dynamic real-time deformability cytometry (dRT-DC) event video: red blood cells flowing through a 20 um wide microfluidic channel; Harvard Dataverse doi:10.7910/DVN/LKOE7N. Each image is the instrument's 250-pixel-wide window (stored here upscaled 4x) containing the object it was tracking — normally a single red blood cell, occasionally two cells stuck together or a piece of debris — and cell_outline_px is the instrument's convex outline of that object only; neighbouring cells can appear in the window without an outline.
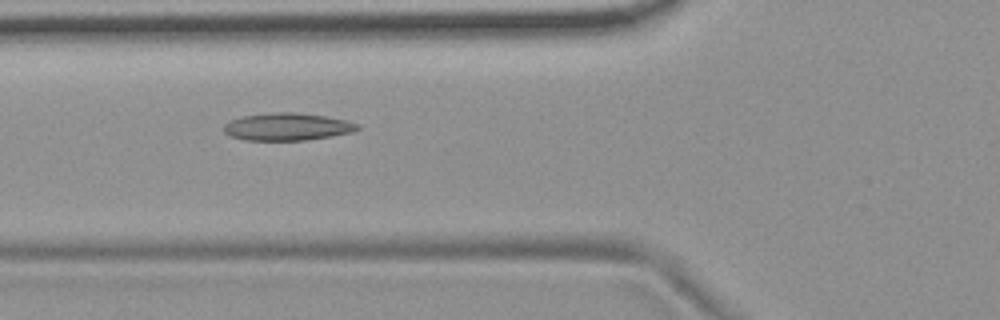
{"species": "common noctule bat (a hibernating species)", "species_latin": "Nyctalus noctula", "temperature_condition": "room temperature", "stored_images_in_passage": 10, "camera_frame_rate_fps": 3000, "um_per_image_px": 0.085, "animal": {"sex": "female", "body_mass_g": 19.9}, "frame": {"image": 1, "passage_image": 5, "time_ms": 1.333, "image_size_px": [1000, 320], "cell_outline_px": [[360, 128], [352, 132], [332, 136], [304, 140], [244, 140], [228, 136], [224, 132], [224, 124], [240, 116], [272, 112], [292, 112], [324, 116], [344, 120], [360, 124]], "centroid_in_image_um": [24.38, 10.77], "position_along_channel_um": 101.4, "area_um2": 21.39}}
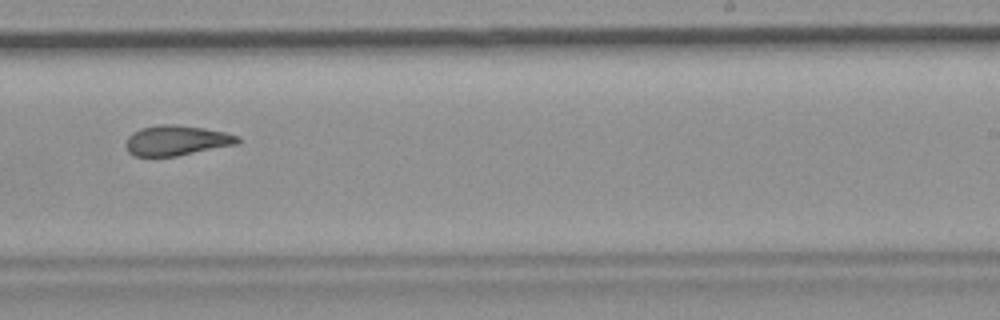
{"frame": {"image": 2, "passage_image": 9, "time_ms": 2.667, "image_size_px": [1000, 320], "cell_outline_px": [[240, 140], [236, 144], [176, 156], [132, 156], [128, 152], [124, 144], [128, 136], [132, 132], [140, 128], [160, 124], [176, 124], [204, 128], [224, 132], [240, 136]], "centroid_in_image_um": [14.95, 11.93], "position_along_channel_um": 274.0, "area_um2": 19.71}}
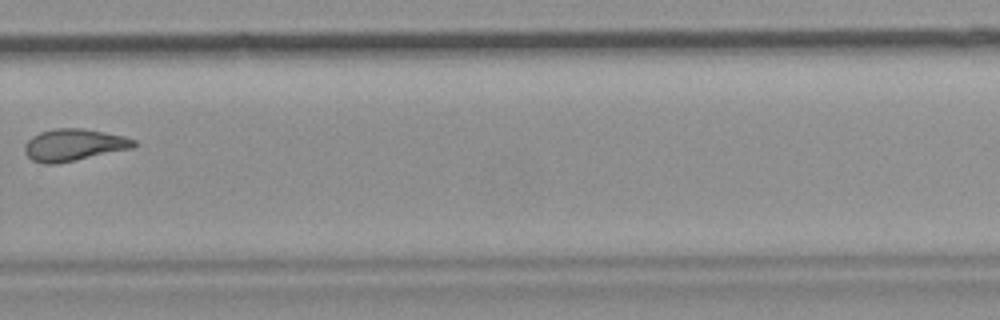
{"frame": {"image": 3, "passage_image": 10, "time_ms": 3.0, "image_size_px": [1000, 320], "cell_outline_px": [[140, 144], [132, 148], [76, 160], [56, 164], [40, 164], [32, 160], [24, 152], [24, 144], [32, 136], [40, 132], [52, 128], [80, 128], [104, 132], [124, 136], [136, 140]], "centroid_in_image_um": [6.26, 12.32], "position_along_channel_um": 323.5, "area_um2": 20.52}}